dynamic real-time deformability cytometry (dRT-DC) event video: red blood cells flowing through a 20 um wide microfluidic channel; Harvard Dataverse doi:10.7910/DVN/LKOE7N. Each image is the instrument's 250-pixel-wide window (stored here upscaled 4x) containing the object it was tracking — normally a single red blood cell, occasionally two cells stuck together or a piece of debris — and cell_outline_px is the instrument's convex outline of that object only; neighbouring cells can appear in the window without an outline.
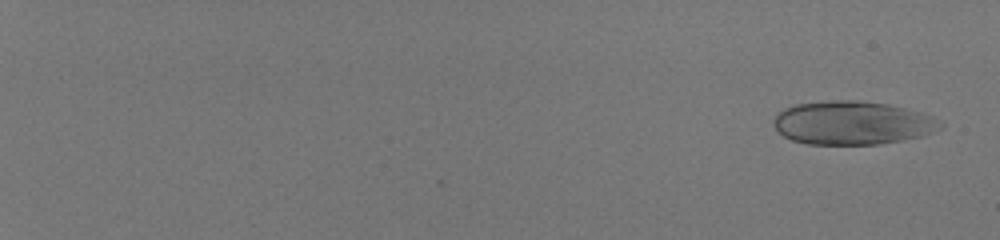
{"species": "human", "species_latin": "Homo sapiens", "temperature_condition": "room temperature", "stored_images_in_passage": 56, "camera_frame_rate_fps": 3000, "um_per_image_px": 0.085, "donor": {"sex": "male"}, "frame": {"image": 1, "passage_image": 3, "time_ms": 0.667, "image_size_px": [1000, 240], "cell_outline_px": [[944, 128], [924, 136], [880, 144], [808, 144], [792, 140], [784, 136], [772, 124], [772, 120], [776, 112], [784, 108], [796, 104], [832, 100], [860, 100], [888, 104], [920, 112], [932, 116], [944, 124]], "centroid_in_image_um": [72.46, 10.44], "position_along_channel_um": 12.5, "area_um2": 42.6}}
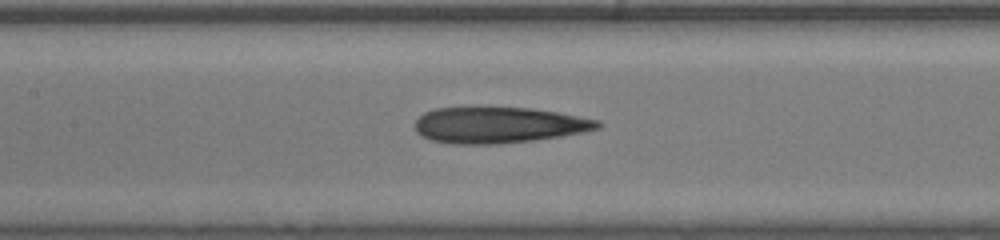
{"frame": {"image": 2, "passage_image": 33, "time_ms": 10.667, "image_size_px": [1000, 240], "cell_outline_px": [[600, 128], [584, 132], [536, 140], [496, 144], [452, 144], [432, 140], [416, 132], [416, 120], [424, 112], [432, 108], [532, 108], [556, 112], [600, 120]], "centroid_in_image_um": [42.4, 10.63], "position_along_channel_um": 165.0, "area_um2": 38.21}}
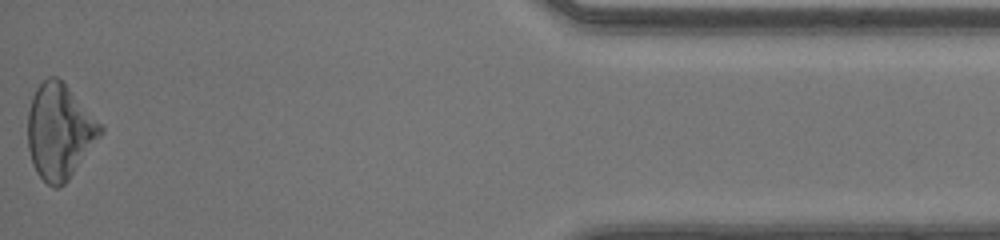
{"frame": {"image": 3, "passage_image": 56, "time_ms": 18.333, "image_size_px": [1000, 240], "cell_outline_px": [[104, 132], [68, 180], [60, 188], [52, 188], [36, 172], [32, 164], [28, 148], [28, 112], [32, 96], [36, 88], [48, 76], [56, 76], [104, 124]], "centroid_in_image_um": [5.07, 11.19], "position_along_channel_um": 430.1, "area_um2": 40.4}, "authors_computed_cell_mechanics": {"area_um2": 39.6797, "velocity_mm_per_s": 4.1621, "shape_relaxation_time_tau1_ms": null, "shape_relaxation_time_tau2_ms": 3.4462, "deformation_change_tau1": null, "deformation_change_tau2": 0.1334}}